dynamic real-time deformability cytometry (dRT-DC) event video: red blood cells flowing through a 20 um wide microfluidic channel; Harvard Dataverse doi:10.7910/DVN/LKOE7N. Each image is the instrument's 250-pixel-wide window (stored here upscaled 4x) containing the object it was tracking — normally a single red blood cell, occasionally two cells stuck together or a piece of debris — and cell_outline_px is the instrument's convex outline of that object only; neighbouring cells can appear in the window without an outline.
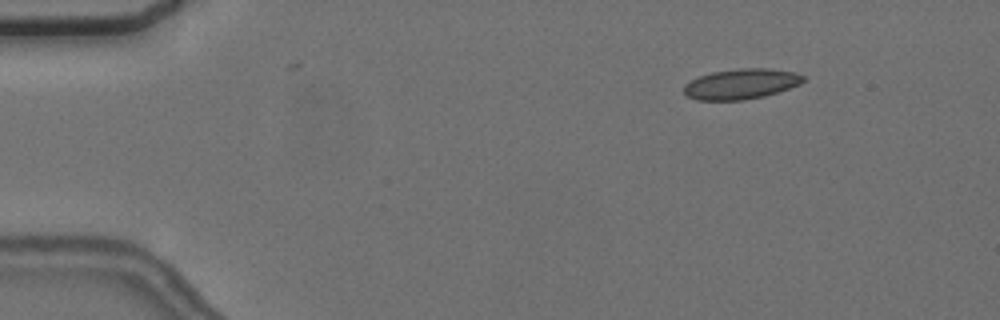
{"species": "common noctule bat (a hibernating species)", "species_latin": "Nyctalus noctula", "temperature_condition": "cold", "stored_images_in_passage": 4, "camera_frame_rate_fps": 3000, "um_per_image_px": 0.085, "animal": {"sex": "female", "body_mass_g": 24.6, "forearm_length_mm": 56.2}, "frame": {"image": 1, "passage_image": 2, "time_ms": 1.333, "image_size_px": [1000, 320], "cell_outline_px": [[804, 80], [800, 84], [764, 96], [744, 100], [696, 100], [688, 96], [684, 92], [684, 84], [700, 76], [712, 72], [740, 68], [768, 68], [792, 72], [804, 76]], "centroid_in_image_um": [62.97, 7.14], "position_along_channel_um": 22.0, "area_um2": 20.87}}
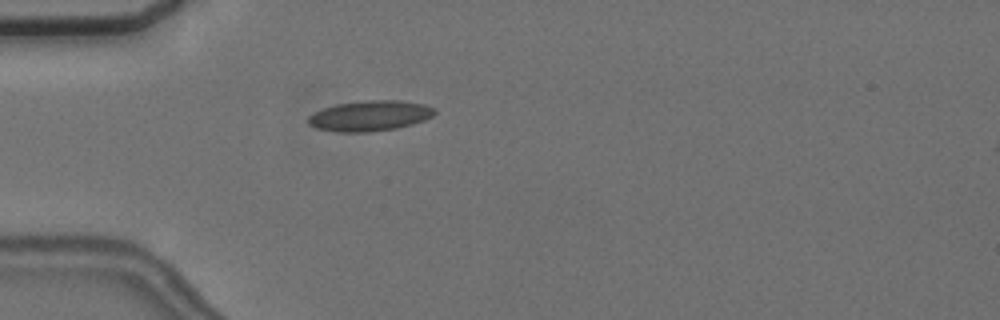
{"frame": {"image": 2, "passage_image": 4, "time_ms": 4.333, "image_size_px": [1000, 320], "cell_outline_px": [[436, 112], [432, 116], [424, 120], [412, 124], [396, 128], [368, 132], [336, 132], [316, 128], [308, 124], [308, 116], [324, 108], [336, 104], [364, 100], [400, 100], [424, 104], [436, 108]], "centroid_in_image_um": [31.45, 9.84], "position_along_channel_um": 53.6, "area_um2": 22.48}}